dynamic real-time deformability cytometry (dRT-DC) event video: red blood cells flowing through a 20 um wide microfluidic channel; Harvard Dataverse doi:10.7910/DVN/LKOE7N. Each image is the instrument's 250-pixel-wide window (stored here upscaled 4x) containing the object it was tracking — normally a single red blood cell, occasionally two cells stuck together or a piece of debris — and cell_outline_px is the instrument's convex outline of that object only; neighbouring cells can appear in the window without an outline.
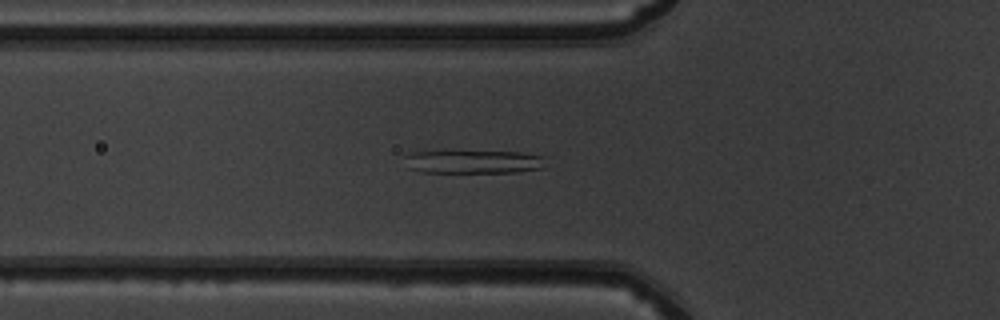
{"species": "common noctule bat (a hibernating species)", "species_latin": "Nyctalus noctula", "temperature_condition": "warm", "stored_images_in_passage": 42, "segment_of_instrument_passage": [1, 2], "camera_frame_rate_fps": 3000, "um_per_image_px": 0.085, "animal": {"sex": "male", "body_mass_g": 19.5, "forearm_length_mm": 54.6}, "frame": {"image": 1, "passage_image": 13, "time_ms": 4.0, "image_size_px": [1000, 320], "cell_outline_px": [[544, 168], [516, 172], [420, 172], [408, 168], [404, 156], [408, 152], [520, 152], [544, 156]], "centroid_in_image_um": [40.24, 13.76], "position_along_channel_um": 85.6, "area_um2": 18.96}}
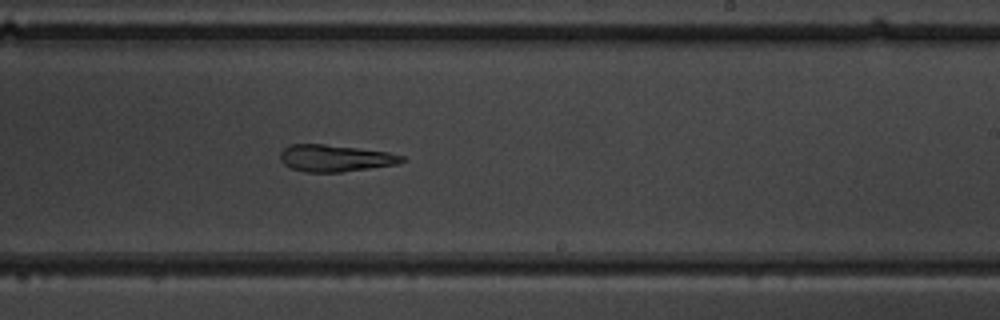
{"frame": {"image": 2, "passage_image": 26, "time_ms": 8.333, "image_size_px": [1000, 320], "cell_outline_px": [[404, 160], [396, 164], [340, 172], [304, 172], [292, 168], [284, 164], [280, 160], [280, 152], [288, 144], [324, 144], [388, 152], [404, 156]], "centroid_in_image_um": [28.43, 13.44], "position_along_channel_um": 260.6, "area_um2": 18.84}}
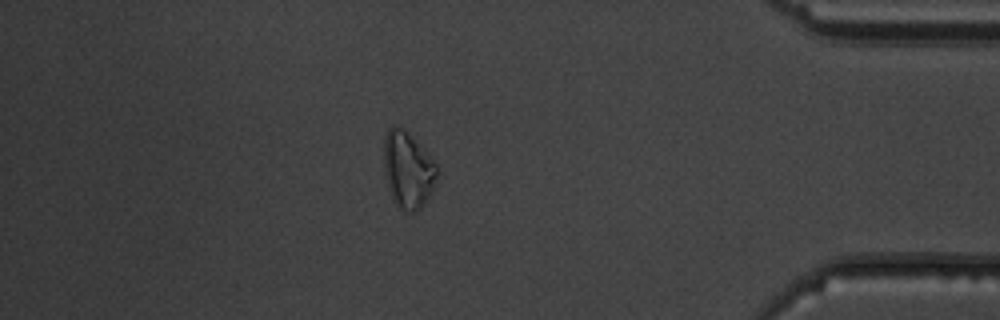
{"frame": {"image": 3, "passage_image": 39, "time_ms": 12.667, "image_size_px": [1000, 320], "cell_outline_px": [[436, 176], [432, 192], [420, 208], [416, 212], [412, 212], [400, 208], [396, 204], [388, 188], [384, 168], [384, 136], [388, 128], [392, 124], [408, 132], [428, 152], [436, 164]], "centroid_in_image_um": [34.66, 14.4], "position_along_channel_um": 400.5, "area_um2": 23.58}}